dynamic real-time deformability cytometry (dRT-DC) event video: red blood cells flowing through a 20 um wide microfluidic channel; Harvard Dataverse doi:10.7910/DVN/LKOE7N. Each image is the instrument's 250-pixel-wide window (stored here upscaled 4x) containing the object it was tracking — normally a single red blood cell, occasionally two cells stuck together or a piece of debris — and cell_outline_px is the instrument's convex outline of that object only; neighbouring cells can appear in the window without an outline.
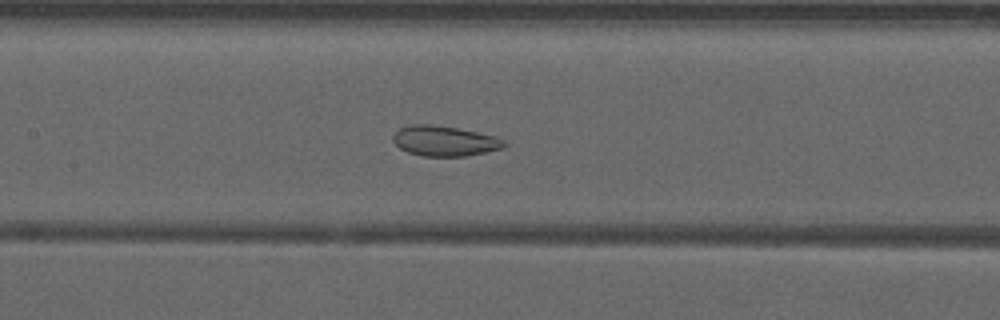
{"species": "common noctule bat (a hibernating species)", "species_latin": "Nyctalus noctula", "temperature_condition": "warm", "stored_images_in_passage": 53, "camera_frame_rate_fps": 3000, "um_per_image_px": 0.085, "animal": {"sex": "male", "forearm_length_mm": 52.5}, "frame": {"image": 1, "passage_image": 26, "time_ms": 8.333, "image_size_px": [1000, 320], "cell_outline_px": [[508, 144], [504, 148], [468, 156], [424, 156], [408, 152], [400, 148], [392, 140], [392, 136], [400, 128], [408, 124], [432, 124], [456, 128], [496, 136], [504, 140]], "centroid_in_image_um": [37.8, 11.98], "position_along_channel_um": 169.6, "area_um2": 19.65}}
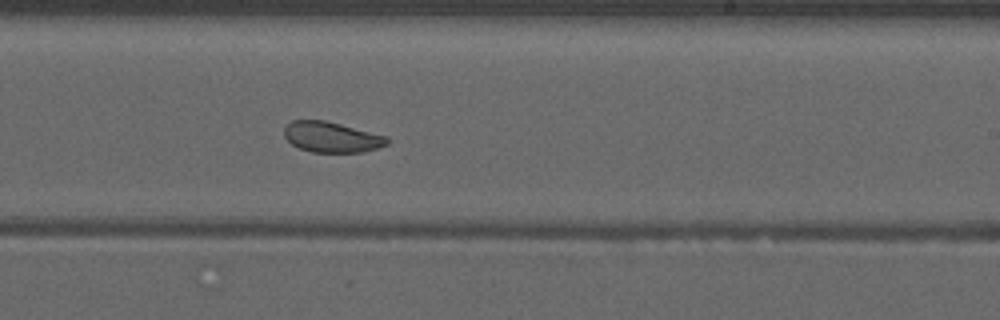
{"frame": {"image": 2, "passage_image": 33, "time_ms": 10.667, "image_size_px": [1000, 320], "cell_outline_px": [[388, 144], [364, 152], [312, 152], [300, 148], [292, 144], [284, 136], [284, 128], [292, 120], [324, 120], [388, 136]], "centroid_in_image_um": [28.19, 11.65], "position_along_channel_um": 260.8, "area_um2": 18.21}}
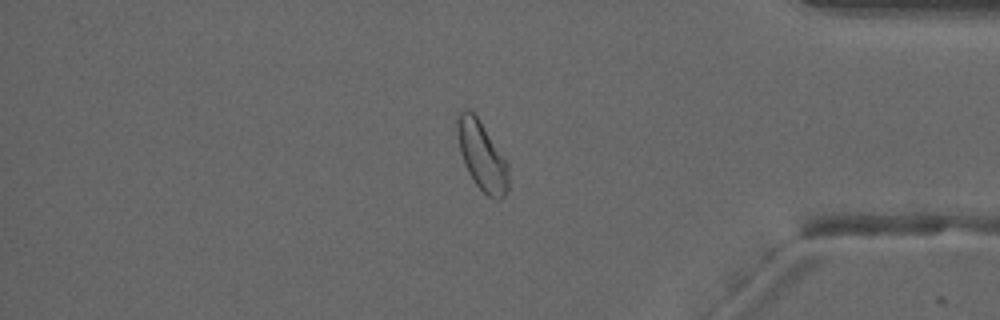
{"frame": {"image": 3, "passage_image": 45, "time_ms": 14.667, "image_size_px": [1000, 320], "cell_outline_px": [[508, 192], [500, 200], [492, 200], [476, 184], [468, 172], [464, 164], [460, 152], [456, 132], [456, 120], [460, 112], [464, 108], [468, 108], [476, 116], [508, 160]], "centroid_in_image_um": [40.97, 13.26], "position_along_channel_um": 394.2, "area_um2": 20.87}, "authors_computed_cell_mechanics": {"area_um2": 22.542, "velocity_mm_per_s": 3.9236, "shape_relaxation_time_tau1_ms": null, "shape_relaxation_time_tau2_ms": 1.5674, "deformation_change_tau1": null, "deformation_change_tau2": 0.075}}